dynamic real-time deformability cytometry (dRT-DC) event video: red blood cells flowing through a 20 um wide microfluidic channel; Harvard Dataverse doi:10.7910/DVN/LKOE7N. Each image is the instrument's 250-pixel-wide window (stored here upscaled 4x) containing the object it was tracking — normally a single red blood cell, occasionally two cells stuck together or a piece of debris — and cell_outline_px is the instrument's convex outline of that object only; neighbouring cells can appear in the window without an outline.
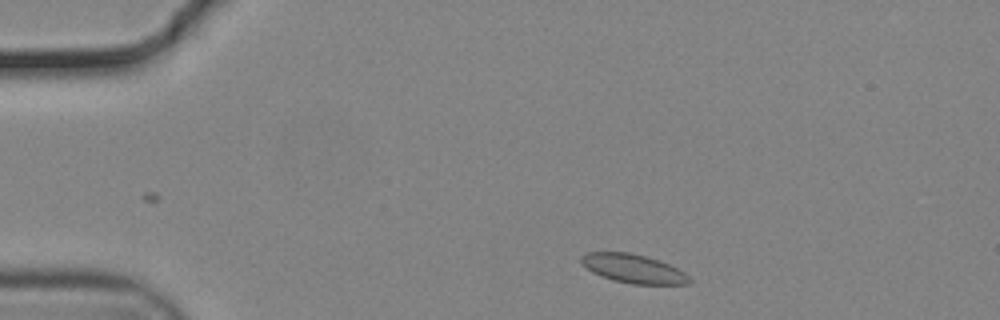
{"species": "common noctule bat (a hibernating species)", "species_latin": "Nyctalus noctula", "temperature_condition": "cold", "stored_images_in_passage": 49, "camera_frame_rate_fps": 3000, "um_per_image_px": 0.085, "animal": {"sex": "male", "body_mass_g": 19.2, "forearm_length_mm": 51.8}, "frame": {"image": 1, "passage_image": 4, "time_ms": 1.0, "image_size_px": [1000, 320], "cell_outline_px": [[692, 280], [688, 284], [632, 284], [612, 280], [592, 272], [580, 260], [580, 256], [584, 252], [628, 252], [660, 260], [684, 272]], "centroid_in_image_um": [53.82, 22.83], "position_along_channel_um": 31.2, "area_um2": 18.03}}
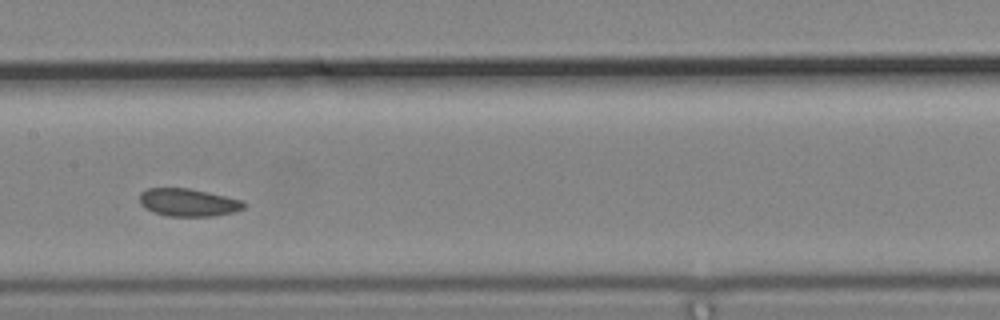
{"frame": {"image": 2, "passage_image": 22, "time_ms": 7.0, "image_size_px": [1000, 320], "cell_outline_px": [[244, 208], [232, 212], [212, 216], [168, 216], [152, 212], [144, 208], [140, 204], [140, 192], [148, 188], [188, 188], [208, 192], [240, 200], [244, 204]], "centroid_in_image_um": [15.93, 17.21], "position_along_channel_um": 191.5, "area_um2": 16.7}}
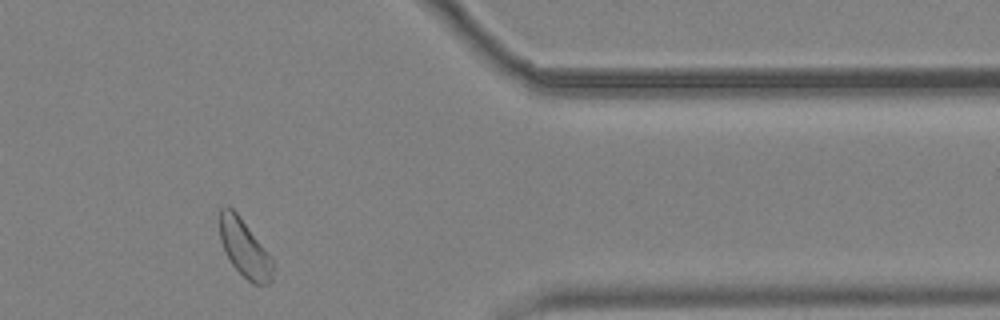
{"frame": {"image": 3, "passage_image": 40, "time_ms": 13.0, "image_size_px": [1000, 320], "cell_outline_px": [[272, 280], [268, 284], [252, 284], [232, 264], [220, 240], [220, 208], [224, 204], [228, 204], [236, 212], [272, 260]], "centroid_in_image_um": [20.75, 21.09], "position_along_channel_um": 390.7, "area_um2": 17.17}, "authors_computed_cell_mechanics": {"area_um2": 17.918, "velocity_mm_per_s": 3.6605, "shape_relaxation_time_tau1_ms": null, "shape_relaxation_time_tau2_ms": 2.4168, "deformation_change_tau1": null, "deformation_change_tau2": 0.0546}}